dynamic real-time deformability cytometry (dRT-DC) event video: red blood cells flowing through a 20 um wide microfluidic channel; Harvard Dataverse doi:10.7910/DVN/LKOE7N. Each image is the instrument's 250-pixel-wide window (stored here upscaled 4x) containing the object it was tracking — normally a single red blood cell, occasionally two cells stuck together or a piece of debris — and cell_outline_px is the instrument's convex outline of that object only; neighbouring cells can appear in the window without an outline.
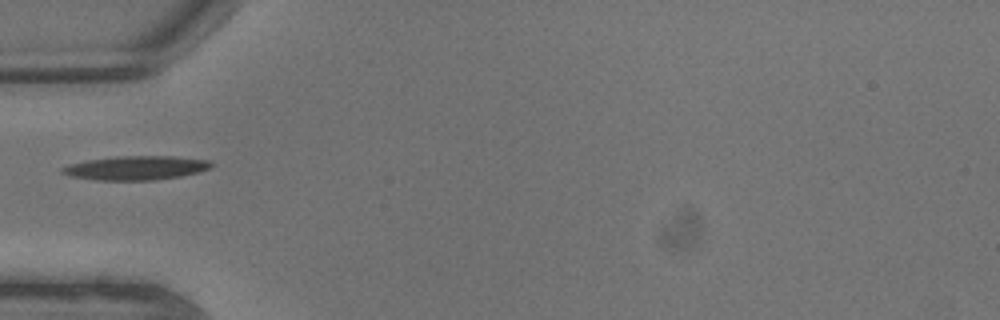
{"species": "common noctule bat (a hibernating species)", "species_latin": "Nyctalus noctula", "temperature_condition": "warm", "stored_images_in_passage": 4, "camera_frame_rate_fps": 3000, "um_per_image_px": 0.085, "animal": {"sex": "male", "body_mass_g": 13.3}, "frame": {"image": 1, "passage_image": 1, "time_ms": 0.0, "image_size_px": [1000, 320], "cell_outline_px": [[212, 168], [200, 172], [180, 176], [156, 180], [96, 180], [72, 176], [60, 172], [60, 168], [68, 164], [88, 160], [116, 156], [172, 156], [208, 160], [212, 164]], "centroid_in_image_um": [11.56, 14.27], "position_along_channel_um": 73.4, "area_um2": 20.87}}
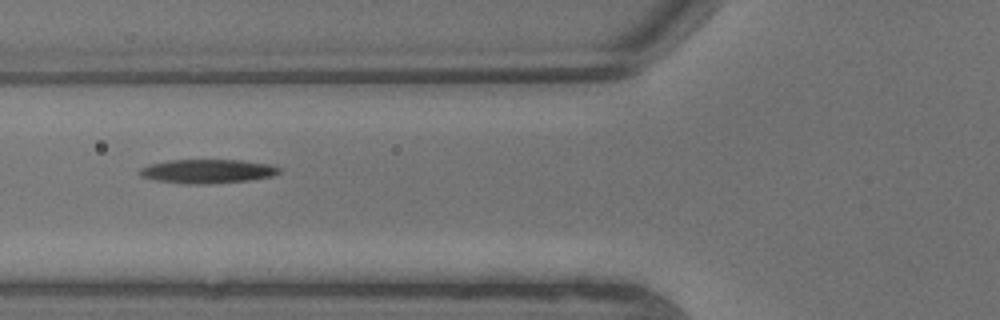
{"frame": {"image": 2, "passage_image": 2, "time_ms": 0.333, "image_size_px": [1000, 320], "cell_outline_px": [[280, 172], [272, 176], [252, 180], [208, 184], [188, 184], [156, 180], [140, 176], [136, 172], [140, 168], [148, 164], [168, 160], [240, 160], [272, 164], [280, 168]], "centroid_in_image_um": [17.62, 14.55], "position_along_channel_um": 108.2, "area_um2": 19.71}}
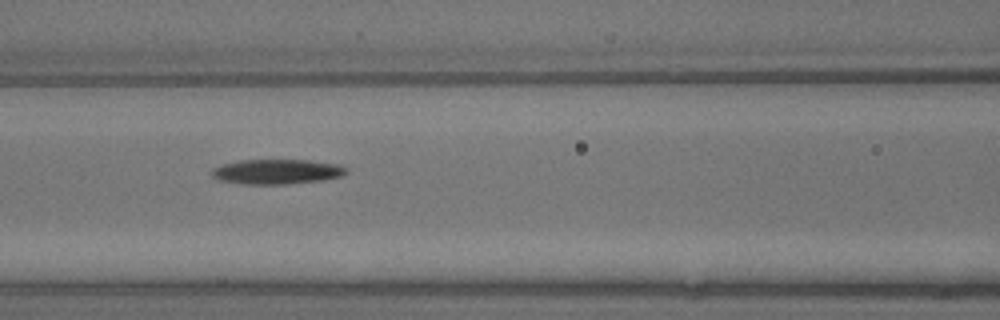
{"frame": {"image": 3, "passage_image": 3, "time_ms": 0.667, "image_size_px": [1000, 320], "cell_outline_px": [[348, 172], [344, 176], [320, 180], [288, 184], [240, 184], [220, 180], [212, 176], [212, 168], [220, 164], [240, 160], [308, 160], [340, 164], [348, 168]], "centroid_in_image_um": [23.55, 14.58], "position_along_channel_um": 143.0, "area_um2": 19.71}}